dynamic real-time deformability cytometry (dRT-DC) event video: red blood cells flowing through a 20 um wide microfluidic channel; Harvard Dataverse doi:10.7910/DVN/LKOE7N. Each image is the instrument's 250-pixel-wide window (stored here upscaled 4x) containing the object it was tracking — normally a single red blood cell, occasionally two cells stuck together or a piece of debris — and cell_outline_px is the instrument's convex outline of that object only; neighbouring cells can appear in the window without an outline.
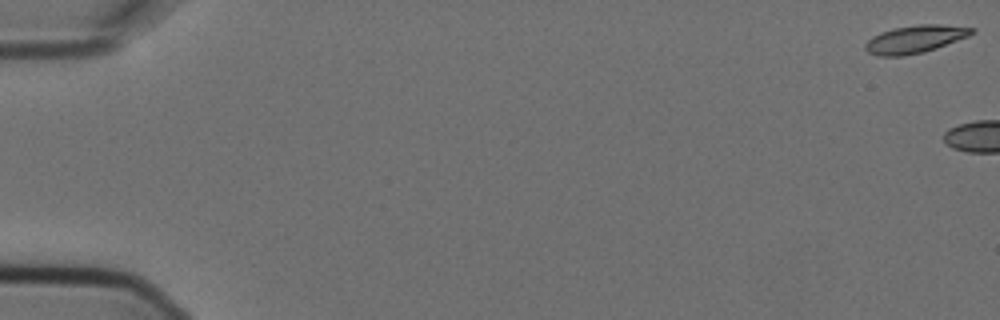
{"species": "Egyptian fruit bat (a non-hibernating species)", "species_latin": "Rousettus aegyptiacus", "temperature_condition": "cold", "stored_images_in_passage": 5, "camera_frame_rate_fps": 3000, "um_per_image_px": 0.085, "animal": {"sex": "female"}, "frame": {"image": 1, "passage_image": 1, "time_ms": 0.0, "image_size_px": [1000, 320], "cell_outline_px": [[976, 32], [968, 36], [936, 48], [924, 52], [904, 56], [876, 56], [868, 52], [864, 48], [864, 44], [872, 36], [880, 32], [892, 28], [920, 24], [940, 24], [976, 28]], "centroid_in_image_um": [77.76, 3.33], "position_along_channel_um": 7.2, "area_um2": 17.34}}
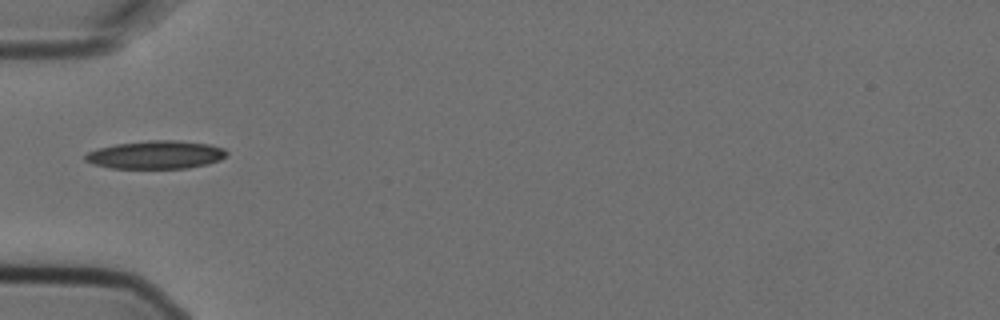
{"frame": {"image": 2, "passage_image": 5, "time_ms": 1.333, "image_size_px": [1000, 320], "cell_outline_px": [[228, 156], [220, 160], [208, 164], [188, 168], [112, 168], [92, 164], [84, 160], [84, 156], [88, 152], [100, 148], [116, 144], [148, 140], [180, 140], [208, 144], [224, 148], [228, 152]], "centroid_in_image_um": [13.29, 13.15], "position_along_channel_um": 71.7, "area_um2": 23.29}}